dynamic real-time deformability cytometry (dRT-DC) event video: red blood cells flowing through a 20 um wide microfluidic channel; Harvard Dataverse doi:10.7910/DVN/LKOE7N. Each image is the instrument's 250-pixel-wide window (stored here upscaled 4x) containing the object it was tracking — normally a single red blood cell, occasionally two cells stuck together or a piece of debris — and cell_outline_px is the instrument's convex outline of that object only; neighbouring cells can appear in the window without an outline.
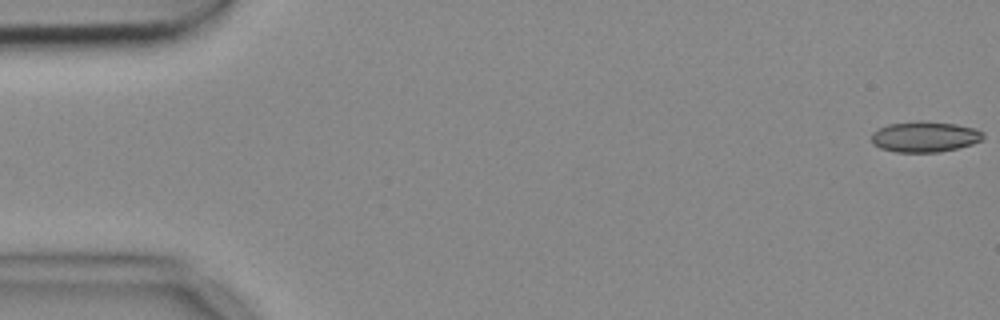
{"species": "common noctule bat (a hibernating species)", "species_latin": "Nyctalus noctula", "temperature_condition": "cold", "stored_images_in_passage": 55, "camera_frame_rate_fps": 3000, "um_per_image_px": 0.085, "animal": {"sex": "female", "body_mass_g": 18.4}, "frame": {"image": 1, "passage_image": 1, "time_ms": 0.0, "image_size_px": [1000, 320], "cell_outline_px": [[984, 140], [972, 144], [940, 152], [896, 152], [880, 148], [872, 144], [872, 132], [876, 128], [888, 124], [916, 120], [920, 120], [956, 124], [976, 128], [984, 132]], "centroid_in_image_um": [78.6, 11.61], "position_along_channel_um": 6.4, "area_um2": 20.35}}
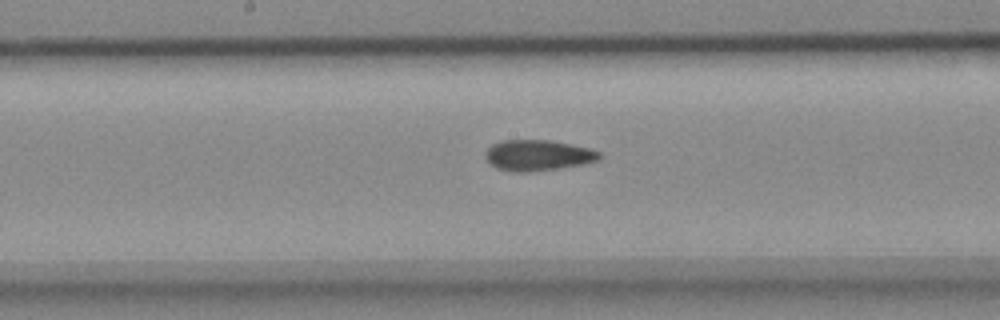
{"frame": {"image": 2, "passage_image": 28, "time_ms": 9.0, "image_size_px": [1000, 320], "cell_outline_px": [[600, 156], [596, 160], [584, 164], [528, 172], [516, 172], [496, 168], [484, 156], [484, 152], [492, 144], [500, 140], [552, 140], [588, 148], [600, 152]], "centroid_in_image_um": [45.67, 13.19], "position_along_channel_um": 202.5, "area_um2": 20.29}}
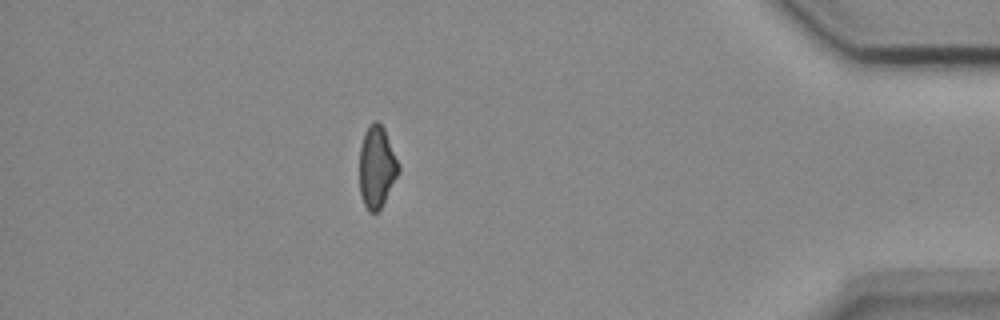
{"frame": {"image": 3, "passage_image": 48, "time_ms": 15.667, "image_size_px": [1000, 320], "cell_outline_px": [[400, 172], [380, 208], [376, 212], [368, 212], [364, 204], [360, 192], [360, 144], [364, 132], [368, 124], [372, 120], [376, 120], [384, 128], [400, 164]], "centroid_in_image_um": [32.03, 14.14], "position_along_channel_um": 403.2, "area_um2": 18.79}, "authors_computed_cell_mechanics": {"area_um2": 19.8254, "velocity_mm_per_s": 3.7075, "shape_relaxation_time_tau1_ms": null, "shape_relaxation_time_tau2_ms": 5.041, "deformation_change_tau1": null, "deformation_change_tau2": 0.1114}}